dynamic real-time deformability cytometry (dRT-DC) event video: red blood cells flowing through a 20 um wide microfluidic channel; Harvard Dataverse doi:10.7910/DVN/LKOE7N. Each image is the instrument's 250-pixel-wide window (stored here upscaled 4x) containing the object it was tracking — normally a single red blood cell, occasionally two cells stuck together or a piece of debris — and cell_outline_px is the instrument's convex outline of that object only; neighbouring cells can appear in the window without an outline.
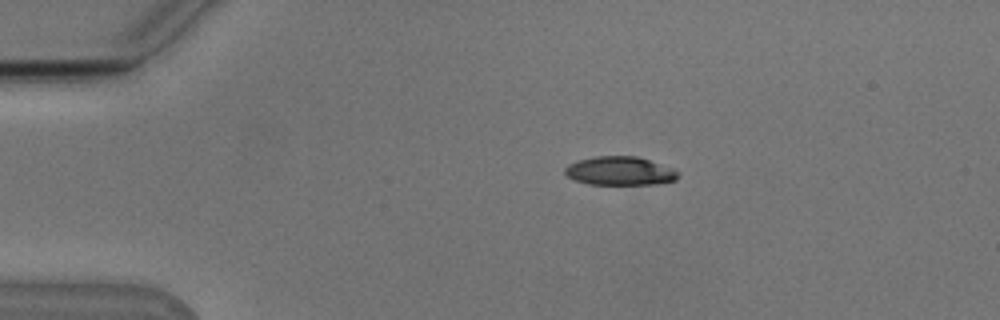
{"species": "Egyptian fruit bat (a non-hibernating species)", "species_latin": "Rousettus aegyptiacus", "temperature_condition": "cold", "stored_images_in_passage": 44, "camera_frame_rate_fps": 3000, "um_per_image_px": 0.085, "animal": {"sex": "male"}, "frame": {"image": 1, "passage_image": 1, "time_ms": 0.0, "image_size_px": [1000, 320], "cell_outline_px": [[680, 172], [676, 180], [656, 184], [588, 184], [576, 180], [568, 176], [564, 172], [564, 168], [568, 164], [576, 160], [596, 156], [636, 156], [672, 168]], "centroid_in_image_um": [52.67, 14.53], "position_along_channel_um": 32.3, "area_um2": 18.84}}
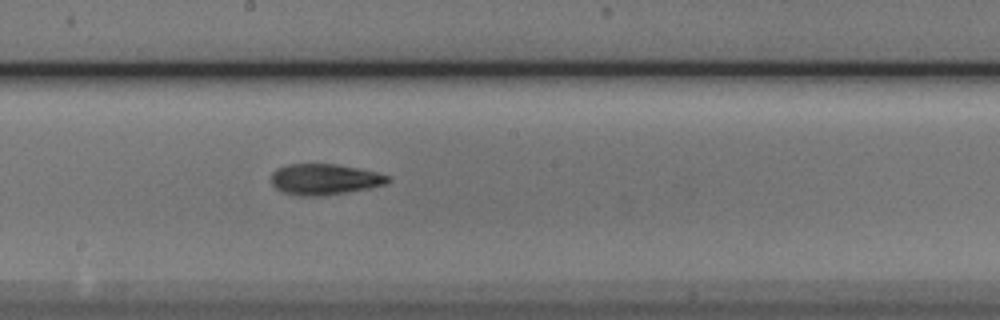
{"frame": {"image": 2, "passage_image": 20, "time_ms": 6.333, "image_size_px": [1000, 320], "cell_outline_px": [[392, 180], [388, 184], [348, 192], [324, 196], [300, 196], [284, 192], [276, 188], [272, 184], [272, 172], [276, 168], [288, 164], [336, 164], [376, 172], [388, 176]], "centroid_in_image_um": [27.59, 15.25], "position_along_channel_um": 220.6, "area_um2": 21.04}}
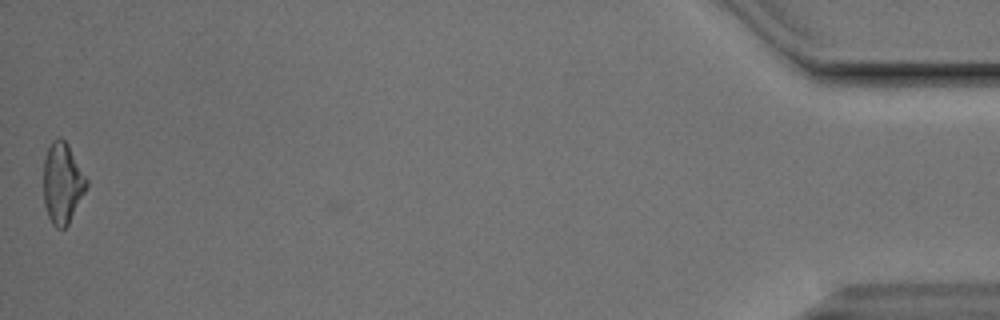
{"frame": {"image": 3, "passage_image": 44, "time_ms": 14.333, "image_size_px": [1000, 320], "cell_outline_px": [[88, 184], [68, 224], [64, 228], [56, 228], [52, 224], [48, 216], [44, 204], [44, 160], [48, 148], [52, 140], [60, 136], [68, 144], [88, 180]], "centroid_in_image_um": [5.3, 15.55], "position_along_channel_um": 429.9, "area_um2": 20.06}, "authors_computed_cell_mechanics": {"area_um2": 20.1433, "velocity_mm_per_s": 3.8045, "shape_relaxation_time_tau1_ms": 3.6189, "shape_relaxation_time_tau2_ms": 3.7094, "deformation_change_tau1": 0.1559, "deformation_change_tau2": 0.1422}}